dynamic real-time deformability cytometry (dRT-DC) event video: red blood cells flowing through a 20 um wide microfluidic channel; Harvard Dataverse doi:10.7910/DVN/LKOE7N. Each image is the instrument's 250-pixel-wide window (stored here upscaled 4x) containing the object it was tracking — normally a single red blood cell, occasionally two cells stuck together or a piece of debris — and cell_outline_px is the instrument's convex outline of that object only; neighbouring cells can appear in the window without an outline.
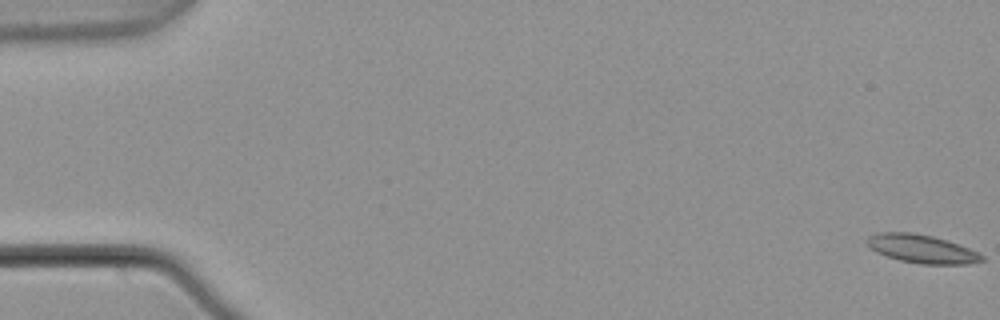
{"species": "common noctule bat (a hibernating species)", "species_latin": "Nyctalus noctula", "temperature_condition": "warm", "stored_images_in_passage": 8, "camera_frame_rate_fps": 3000, "um_per_image_px": 0.085, "animal": {"sex": "male", "body_mass_g": 21.5, "forearm_length_mm": 52.0}, "frame": {"image": 1, "passage_image": 1, "time_ms": 0.0, "image_size_px": [1000, 320], "cell_outline_px": [[984, 260], [968, 264], [920, 264], [900, 260], [876, 252], [868, 248], [868, 236], [880, 232], [912, 232], [932, 236], [948, 240], [968, 248], [984, 256]], "centroid_in_image_um": [78.34, 21.15], "position_along_channel_um": 6.7, "area_um2": 18.9}}
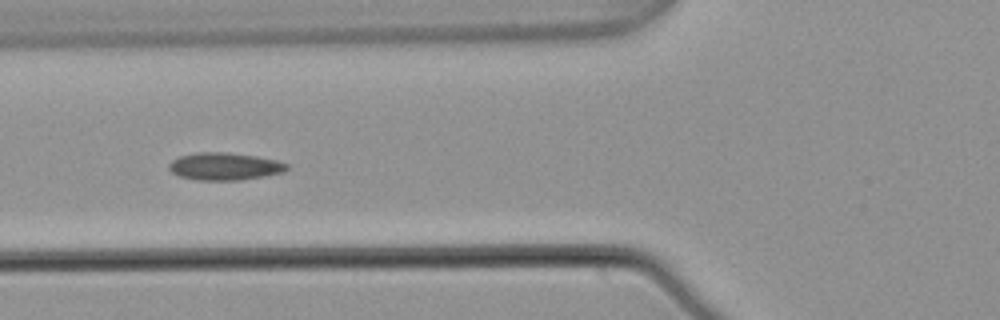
{"frame": {"image": 2, "passage_image": 6, "time_ms": 1.667, "image_size_px": [1000, 320], "cell_outline_px": [[288, 168], [284, 172], [264, 176], [240, 180], [196, 180], [180, 176], [172, 172], [168, 168], [168, 164], [172, 160], [180, 156], [200, 152], [224, 152], [256, 156], [276, 160], [288, 164]], "centroid_in_image_um": [19.09, 14.14], "position_along_channel_um": 106.7, "area_um2": 18.79}}
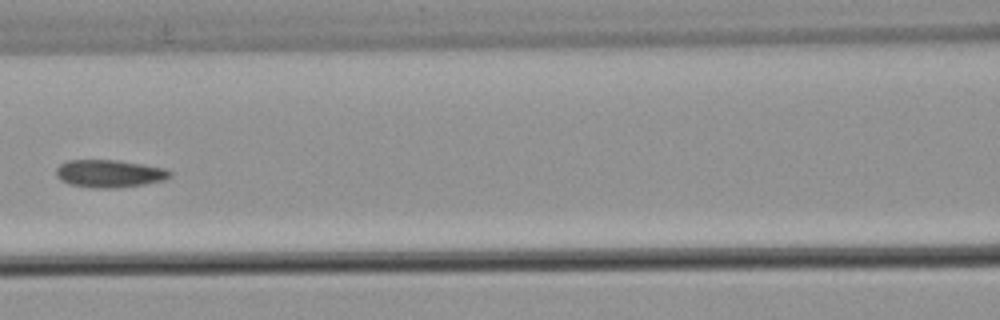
{"frame": {"image": 3, "passage_image": 7, "time_ms": 2.0, "image_size_px": [1000, 320], "cell_outline_px": [[172, 176], [164, 180], [144, 184], [120, 188], [92, 188], [68, 184], [60, 180], [56, 176], [56, 168], [60, 164], [68, 160], [116, 160], [144, 164], [164, 168], [172, 172]], "centroid_in_image_um": [9.29, 14.76], "position_along_channel_um": 157.3, "area_um2": 18.55}}